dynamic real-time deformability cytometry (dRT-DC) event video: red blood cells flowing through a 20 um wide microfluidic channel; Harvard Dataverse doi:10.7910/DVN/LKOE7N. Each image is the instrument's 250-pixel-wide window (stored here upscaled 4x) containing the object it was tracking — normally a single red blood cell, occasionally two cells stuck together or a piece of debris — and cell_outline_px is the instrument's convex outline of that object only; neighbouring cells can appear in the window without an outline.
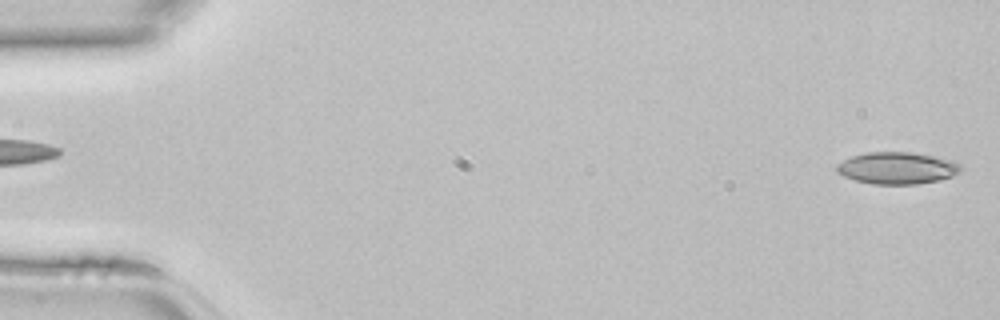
{"species": "common noctule bat (a hibernating species)", "species_latin": "Nyctalus noctula", "temperature_condition": "room temperature", "stored_images_in_passage": 45, "camera_frame_rate_fps": 3000, "um_per_image_px": 0.085, "animal": {"sex": "female", "body_mass_g": 22.7, "forearm_length_mm": 54.2}, "frame": {"image": 1, "passage_image": 1, "time_ms": 0.0, "image_size_px": [1000, 320], "cell_outline_px": [[960, 172], [952, 176], [940, 180], [916, 184], [872, 184], [856, 180], [844, 176], [836, 172], [836, 164], [852, 156], [868, 152], [912, 152], [952, 160], [960, 164]], "centroid_in_image_um": [76.24, 14.29], "position_along_channel_um": 8.8, "area_um2": 23.0}}
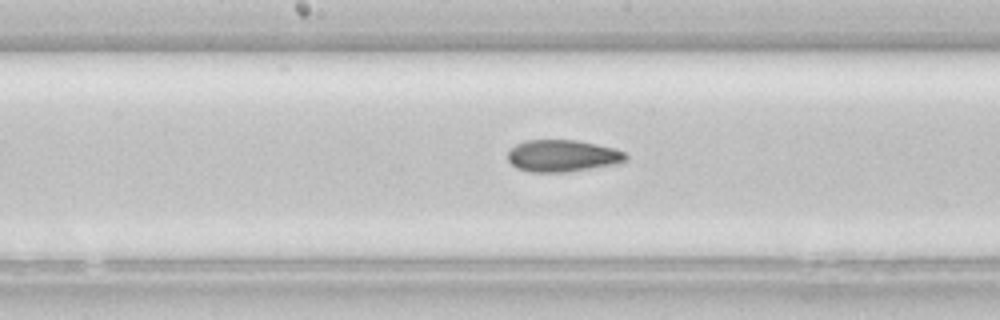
{"frame": {"image": 2, "passage_image": 23, "time_ms": 7.333, "image_size_px": [1000, 320], "cell_outline_px": [[628, 156], [624, 160], [616, 164], [564, 172], [532, 172], [516, 168], [508, 160], [508, 152], [516, 144], [524, 140], [576, 140], [616, 148], [624, 152]], "centroid_in_image_um": [47.79, 13.24], "position_along_channel_um": 200.4, "area_um2": 21.85}}
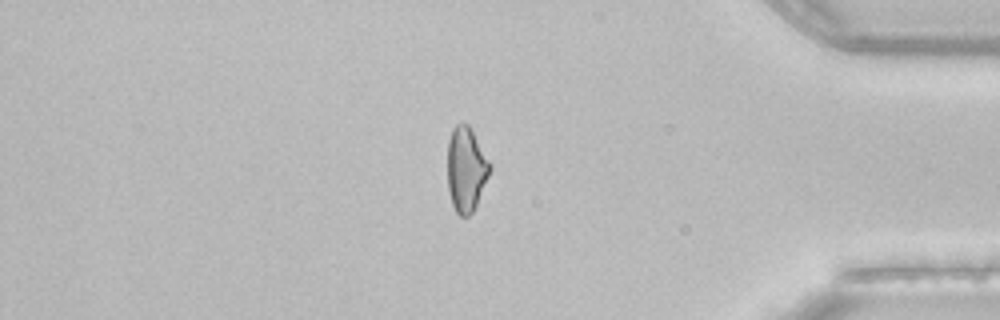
{"frame": {"image": 3, "passage_image": 38, "time_ms": 12.333, "image_size_px": [1000, 320], "cell_outline_px": [[492, 168], [476, 204], [472, 212], [468, 216], [460, 216], [456, 212], [452, 204], [448, 188], [448, 140], [452, 128], [456, 124], [468, 124], [492, 164]], "centroid_in_image_um": [39.62, 14.37], "position_along_channel_um": 395.6, "area_um2": 20.81}}